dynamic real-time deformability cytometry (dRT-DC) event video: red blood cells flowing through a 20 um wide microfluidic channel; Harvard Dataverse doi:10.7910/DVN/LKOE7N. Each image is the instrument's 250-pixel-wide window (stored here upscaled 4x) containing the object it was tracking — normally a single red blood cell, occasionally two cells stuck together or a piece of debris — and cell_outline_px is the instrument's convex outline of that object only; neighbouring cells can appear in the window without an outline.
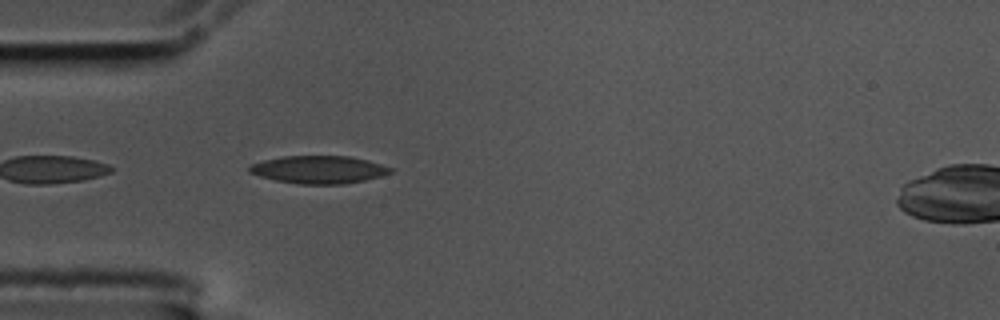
{"species": "common noctule bat (a hibernating species)", "species_latin": "Nyctalus noctula", "temperature_condition": "cold", "stored_images_in_passage": 42, "camera_frame_rate_fps": 3000, "um_per_image_px": 0.085, "animal": {"sex": "male", "body_mass_g": 17.5, "forearm_length_mm": 52.3}, "frame": {"image": 1, "passage_image": 2, "time_ms": 0.333, "image_size_px": [1000, 320], "cell_outline_px": [[396, 172], [364, 180], [344, 184], [300, 184], [276, 180], [260, 176], [248, 172], [248, 168], [252, 164], [264, 160], [284, 156], [348, 156], [368, 160], [396, 168]], "centroid_in_image_um": [27.17, 14.41], "position_along_channel_um": 57.8, "area_um2": 22.89}}
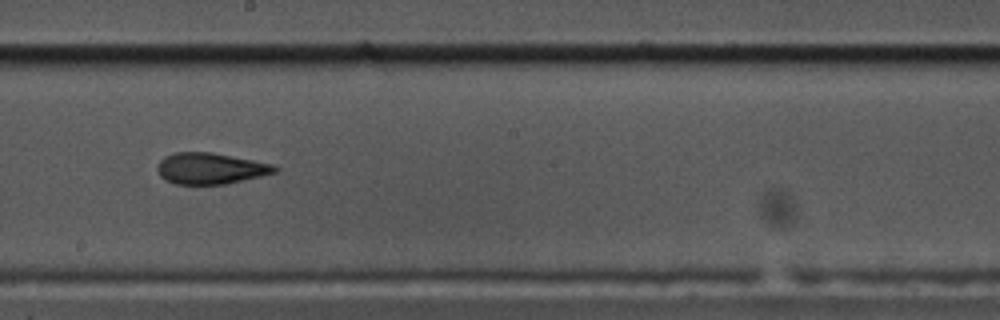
{"frame": {"image": 2, "passage_image": 17, "time_ms": 5.333, "image_size_px": [1000, 320], "cell_outline_px": [[280, 168], [276, 172], [228, 184], [176, 184], [164, 180], [160, 176], [156, 168], [160, 160], [164, 156], [176, 152], [212, 152], [272, 164]], "centroid_in_image_um": [17.86, 14.32], "position_along_channel_um": 230.3, "area_um2": 21.39}}
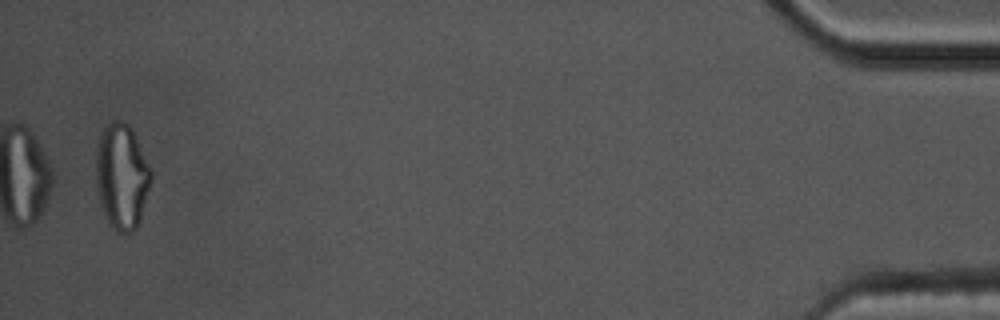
{"frame": {"image": 3, "passage_image": 41, "time_ms": 13.333, "image_size_px": [1000, 320], "cell_outline_px": [[152, 176], [140, 216], [136, 228], [132, 232], [116, 232], [112, 228], [104, 212], [100, 200], [96, 176], [96, 144], [104, 128], [112, 120], [120, 120], [128, 124], [152, 172]], "centroid_in_image_um": [10.33, 14.98], "position_along_channel_um": 424.9, "area_um2": 32.95}, "authors_computed_cell_mechanics": {"area_um2": 22.0507, "velocity_mm_per_s": 3.5168, "shape_relaxation_time_tau1_ms": null, "shape_relaxation_time_tau2_ms": 2.7261, "deformation_change_tau1": null, "deformation_change_tau2": 0.0958}}